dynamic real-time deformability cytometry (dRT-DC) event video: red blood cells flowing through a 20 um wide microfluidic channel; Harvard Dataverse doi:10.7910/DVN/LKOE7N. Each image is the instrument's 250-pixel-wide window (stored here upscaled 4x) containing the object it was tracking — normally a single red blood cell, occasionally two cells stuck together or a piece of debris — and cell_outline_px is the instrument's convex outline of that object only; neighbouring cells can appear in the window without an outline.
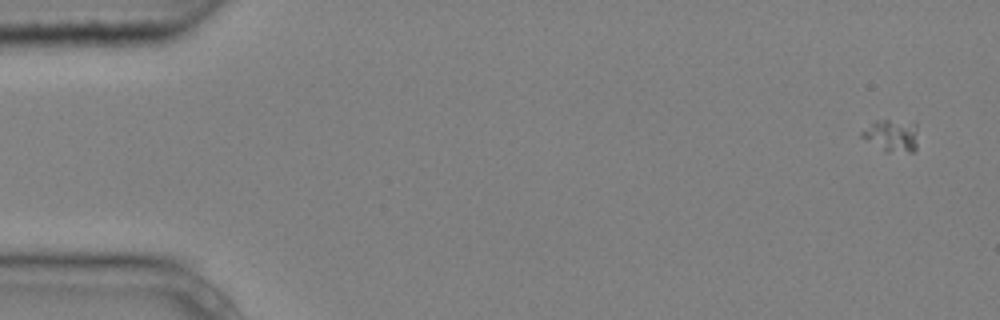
{"species": "common noctule bat (a hibernating species)", "species_latin": "Nyctalus noctula", "temperature_condition": "cold", "stored_images_in_passage": 5, "camera_frame_rate_fps": 3000, "um_per_image_px": 0.085, "animal": {"sex": "male", "body_mass_g": 20.4}, "frame": {"image": 1, "passage_image": 1, "time_ms": 0.0, "image_size_px": [1000, 320], "cell_outline_px": [[916, 148], [912, 152], [884, 152], [860, 136], [860, 132], [876, 120], [888, 120], [916, 124]], "centroid_in_image_um": [75.76, 11.55], "position_along_channel_um": 9.2, "area_um2": 10.4}}